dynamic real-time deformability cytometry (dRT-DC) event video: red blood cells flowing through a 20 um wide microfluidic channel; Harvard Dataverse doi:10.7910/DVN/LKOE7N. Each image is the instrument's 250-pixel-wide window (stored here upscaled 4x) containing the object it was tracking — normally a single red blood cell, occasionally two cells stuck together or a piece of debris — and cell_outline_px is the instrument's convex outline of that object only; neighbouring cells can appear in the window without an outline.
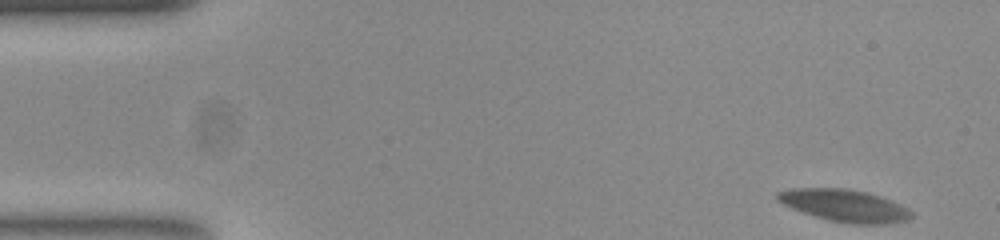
{"species": "common noctule bat (a hibernating species)", "species_latin": "Nyctalus noctula", "temperature_condition": "room temperature", "stored_images_in_passage": 12, "camera_frame_rate_fps": 3000, "um_per_image_px": 0.085, "animal": {"sex": "female", "body_mass_g": 23.0, "forearm_length_mm": 53.4}, "frame": {"image": 1, "passage_image": 1, "time_ms": 0.0, "image_size_px": [1000, 240], "cell_outline_px": [[912, 216], [908, 220], [880, 224], [852, 224], [828, 220], [792, 208], [776, 200], [776, 192], [792, 188], [848, 188], [868, 192], [892, 200], [908, 208], [912, 212]], "centroid_in_image_um": [71.8, 17.46], "position_along_channel_um": 13.2, "area_um2": 25.14}}